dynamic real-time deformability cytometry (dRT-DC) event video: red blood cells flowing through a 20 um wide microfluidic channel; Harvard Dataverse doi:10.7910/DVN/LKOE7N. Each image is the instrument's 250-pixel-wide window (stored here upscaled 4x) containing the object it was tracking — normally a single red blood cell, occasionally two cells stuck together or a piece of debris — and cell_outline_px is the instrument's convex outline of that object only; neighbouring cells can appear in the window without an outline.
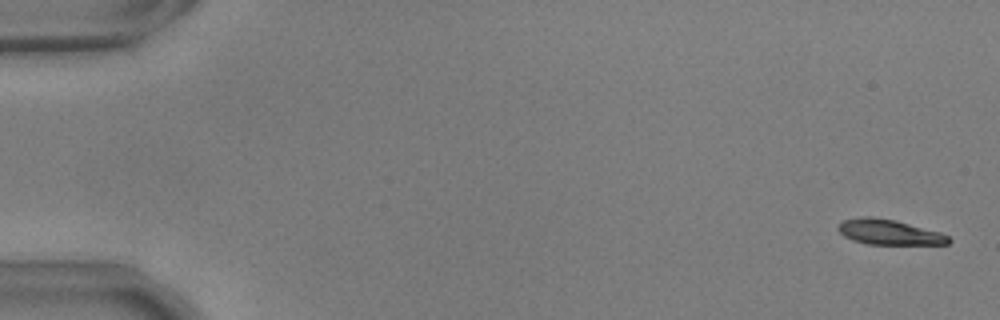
{"species": "common noctule bat (a hibernating species)", "species_latin": "Nyctalus noctula", "temperature_condition": "warm", "stored_images_in_passage": 6, "camera_frame_rate_fps": 3000, "um_per_image_px": 0.085, "animal": {"sex": "male", "body_mass_g": 17.9, "forearm_length_mm": 54.2}, "frame": {"image": 1, "passage_image": 2, "time_ms": 0.333, "image_size_px": [1000, 320], "cell_outline_px": [[952, 240], [948, 244], [868, 244], [852, 240], [844, 236], [836, 228], [840, 220], [860, 216], [872, 216], [896, 220], [940, 232], [948, 236]], "centroid_in_image_um": [75.52, 19.71], "position_along_channel_um": 9.5, "area_um2": 16.42}}